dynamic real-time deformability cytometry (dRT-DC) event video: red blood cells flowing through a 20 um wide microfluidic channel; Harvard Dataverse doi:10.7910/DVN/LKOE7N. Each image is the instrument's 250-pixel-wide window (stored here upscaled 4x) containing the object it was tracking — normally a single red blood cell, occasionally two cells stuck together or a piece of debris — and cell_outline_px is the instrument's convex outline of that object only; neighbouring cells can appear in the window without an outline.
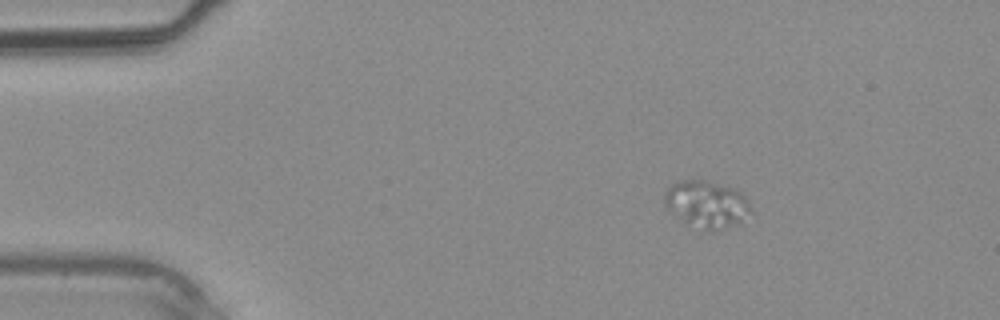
{"species": "common noctule bat (a hibernating species)", "species_latin": "Nyctalus noctula", "temperature_condition": "warm", "stored_images_in_passage": 3, "camera_frame_rate_fps": 3000, "um_per_image_px": 0.085, "animal": {"sex": "male", "body_mass_g": 20.4}, "frame": {"image": 1, "passage_image": 1, "time_ms": 0.0, "image_size_px": [1000, 320], "cell_outline_px": [[752, 212], [740, 224], [724, 228], [704, 228], [688, 224], [664, 208], [664, 192], [672, 184], [680, 180], [704, 180], [736, 188], [744, 196]], "centroid_in_image_um": [60.05, 17.33], "position_along_channel_um": 25.0, "area_um2": 23.52}}
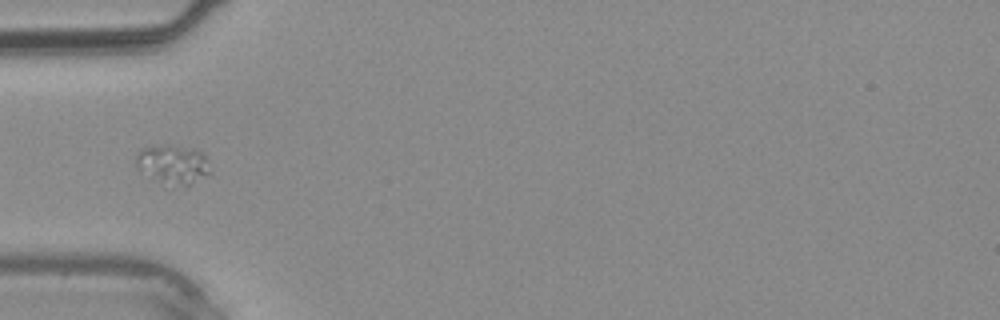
{"frame": {"image": 2, "passage_image": 3, "time_ms": 2.333, "image_size_px": [1000, 320], "cell_outline_px": [[212, 172], [188, 188], [136, 168], [136, 156], [140, 148], [168, 144], [196, 148], [204, 152], [208, 160]], "centroid_in_image_um": [14.82, 13.9], "position_along_channel_um": 70.2, "area_um2": 16.65}}